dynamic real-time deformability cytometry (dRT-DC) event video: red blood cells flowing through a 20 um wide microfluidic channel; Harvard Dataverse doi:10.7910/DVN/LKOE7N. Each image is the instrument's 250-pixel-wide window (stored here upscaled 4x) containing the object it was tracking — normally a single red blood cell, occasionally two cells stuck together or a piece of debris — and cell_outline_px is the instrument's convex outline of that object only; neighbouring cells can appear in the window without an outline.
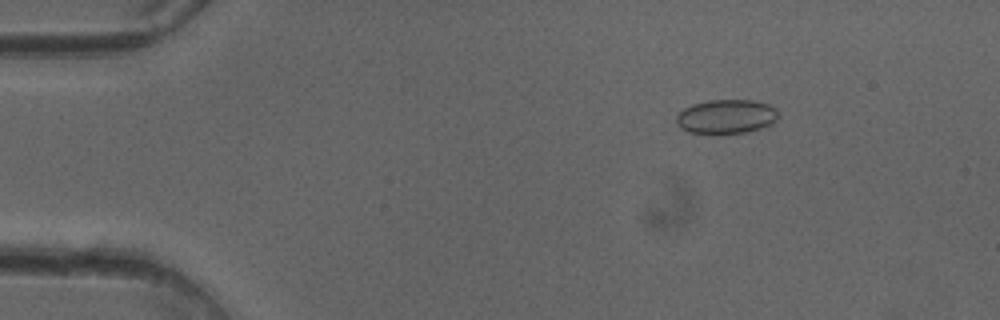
{"species": "common noctule bat (a hibernating species)", "species_latin": "Nyctalus noctula", "temperature_condition": "cold", "stored_images_in_passage": 51, "camera_frame_rate_fps": 3000, "um_per_image_px": 0.085, "animal": {"sex": "female"}, "frame": {"image": 1, "passage_image": 8, "time_ms": 2.333, "image_size_px": [1000, 320], "cell_outline_px": [[780, 116], [772, 124], [748, 132], [688, 132], [680, 128], [676, 124], [676, 116], [684, 108], [692, 104], [708, 100], [752, 100], [768, 104], [776, 108]], "centroid_in_image_um": [61.75, 9.89], "position_along_channel_um": 23.2, "area_um2": 20.17}}
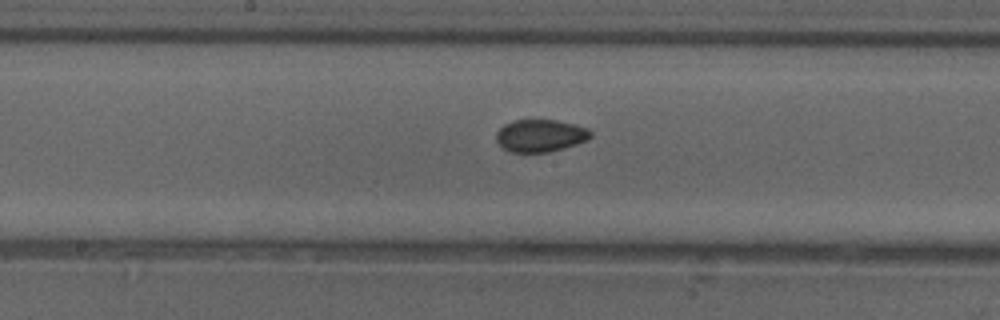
{"frame": {"image": 2, "passage_image": 27, "time_ms": 8.667, "image_size_px": [1000, 320], "cell_outline_px": [[592, 136], [588, 140], [564, 148], [548, 152], [512, 152], [504, 148], [496, 140], [496, 132], [504, 124], [516, 120], [556, 120], [576, 124], [588, 128], [592, 132]], "centroid_in_image_um": [45.96, 11.52], "position_along_channel_um": 202.2, "area_um2": 17.86}}
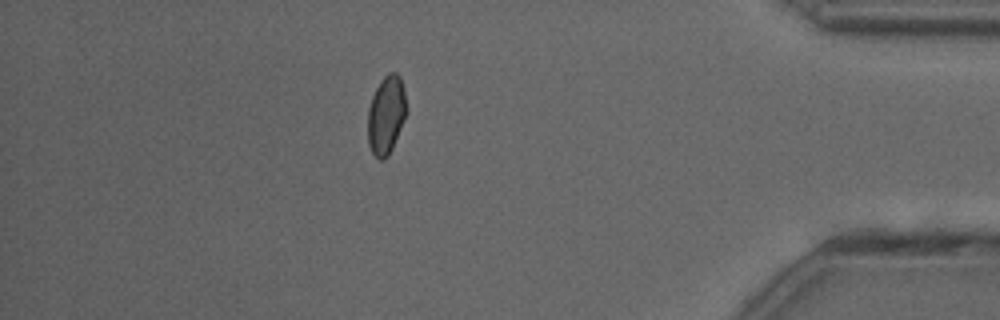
{"frame": {"image": 3, "passage_image": 45, "time_ms": 14.667, "image_size_px": [1000, 320], "cell_outline_px": [[408, 112], [392, 148], [388, 156], [384, 160], [380, 160], [372, 152], [368, 144], [368, 108], [372, 96], [380, 80], [388, 72], [396, 72], [400, 76], [408, 108]], "centroid_in_image_um": [32.84, 9.75], "position_along_channel_um": 402.4, "area_um2": 17.86}, "authors_computed_cell_mechanics": {"area_um2": 18.2648, "velocity_mm_per_s": 4.045, "shape_relaxation_time_tau1_ms": null, "shape_relaxation_time_tau2_ms": 1.1257, "deformation_change_tau1": null, "deformation_change_tau2": 0.0396}}